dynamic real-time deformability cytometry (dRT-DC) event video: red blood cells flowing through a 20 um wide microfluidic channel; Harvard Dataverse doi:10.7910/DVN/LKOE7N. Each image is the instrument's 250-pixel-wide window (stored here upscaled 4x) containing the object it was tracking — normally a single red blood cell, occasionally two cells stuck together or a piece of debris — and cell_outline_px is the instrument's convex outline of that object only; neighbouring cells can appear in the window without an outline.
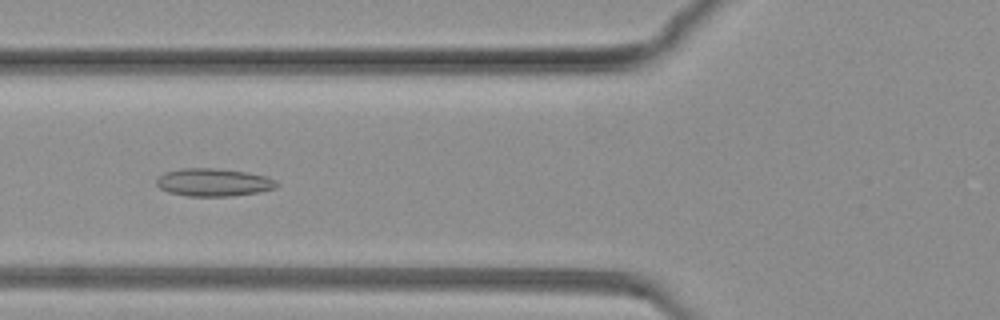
{"species": "common noctule bat (a hibernating species)", "species_latin": "Nyctalus noctula", "temperature_condition": "warm", "stored_images_in_passage": 37, "camera_frame_rate_fps": 3000, "um_per_image_px": 0.085, "animal": {"sex": "female", "body_mass_g": 19.3, "forearm_length_mm": 54.1}, "frame": {"image": 1, "passage_image": 8, "time_ms": 2.333, "image_size_px": [1000, 320], "cell_outline_px": [[280, 184], [276, 188], [260, 192], [228, 196], [188, 196], [168, 192], [160, 188], [156, 184], [156, 180], [164, 172], [184, 168], [212, 168], [244, 172], [268, 176], [276, 180]], "centroid_in_image_um": [18.18, 15.5], "position_along_channel_um": 107.6, "area_um2": 19.48}}
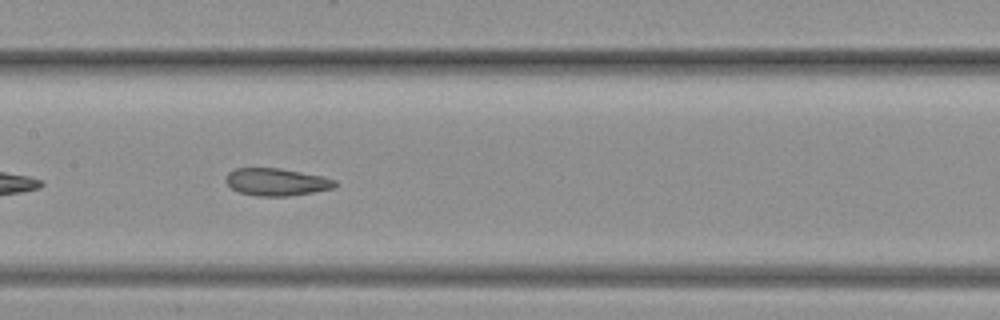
{"frame": {"image": 2, "passage_image": 17, "time_ms": 5.333, "image_size_px": [1000, 320], "cell_outline_px": [[336, 184], [332, 188], [312, 192], [288, 196], [256, 196], [236, 192], [224, 180], [224, 176], [228, 172], [236, 168], [280, 168], [324, 176], [336, 180]], "centroid_in_image_um": [23.45, 15.46], "position_along_channel_um": 183.9, "area_um2": 17.57}}
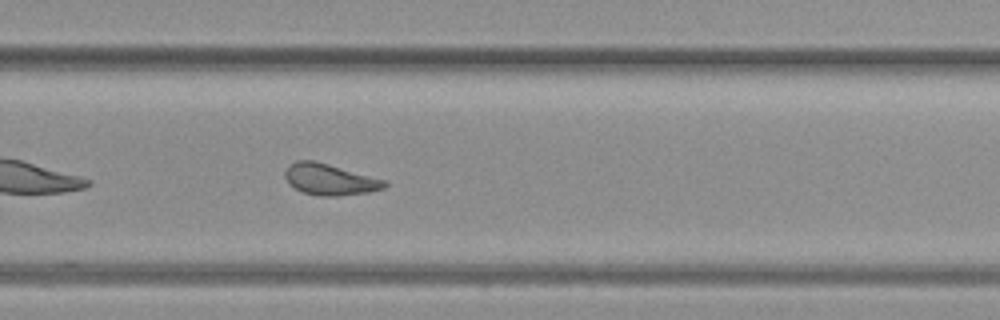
{"frame": {"image": 3, "passage_image": 31, "time_ms": 10.0, "image_size_px": [1000, 320], "cell_outline_px": [[388, 184], [384, 188], [368, 192], [336, 196], [320, 196], [304, 192], [288, 184], [284, 176], [284, 172], [288, 164], [296, 160], [312, 160], [328, 164], [388, 180]], "centroid_in_image_um": [28.03, 15.24], "position_along_channel_um": 301.8, "area_um2": 18.21}}